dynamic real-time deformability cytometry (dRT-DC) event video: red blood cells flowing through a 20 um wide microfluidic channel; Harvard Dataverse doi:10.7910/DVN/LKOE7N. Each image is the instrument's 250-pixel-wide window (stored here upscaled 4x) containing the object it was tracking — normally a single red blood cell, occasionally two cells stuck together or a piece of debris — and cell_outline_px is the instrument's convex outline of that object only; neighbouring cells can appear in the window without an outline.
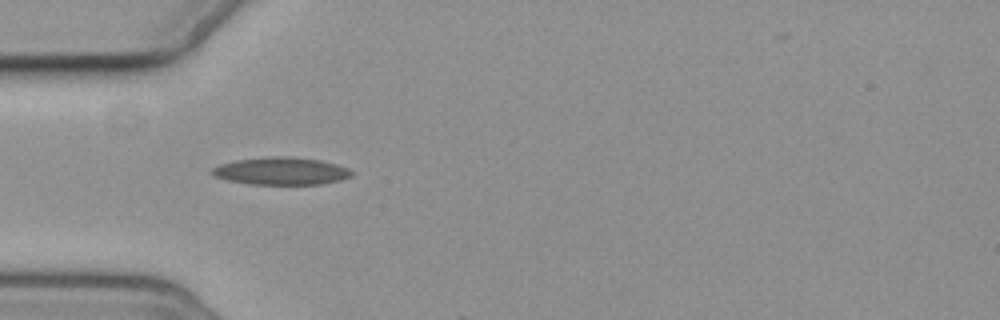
{"species": "common noctule bat (a hibernating species)", "species_latin": "Nyctalus noctula", "temperature_condition": "cold", "stored_images_in_passage": 3, "camera_frame_rate_fps": 3000, "um_per_image_px": 0.085, "animal": {"sex": "female", "body_mass_g": 19.3, "forearm_length_mm": 54.1}, "frame": {"image": 1, "passage_image": 2, "time_ms": 1.333, "image_size_px": [1000, 320], "cell_outline_px": [[352, 176], [340, 180], [320, 184], [252, 184], [228, 180], [216, 176], [212, 172], [212, 168], [220, 164], [236, 160], [268, 156], [288, 156], [320, 160], [336, 164], [348, 168], [352, 172]], "centroid_in_image_um": [23.92, 14.53], "position_along_channel_um": 61.1, "area_um2": 22.2}}